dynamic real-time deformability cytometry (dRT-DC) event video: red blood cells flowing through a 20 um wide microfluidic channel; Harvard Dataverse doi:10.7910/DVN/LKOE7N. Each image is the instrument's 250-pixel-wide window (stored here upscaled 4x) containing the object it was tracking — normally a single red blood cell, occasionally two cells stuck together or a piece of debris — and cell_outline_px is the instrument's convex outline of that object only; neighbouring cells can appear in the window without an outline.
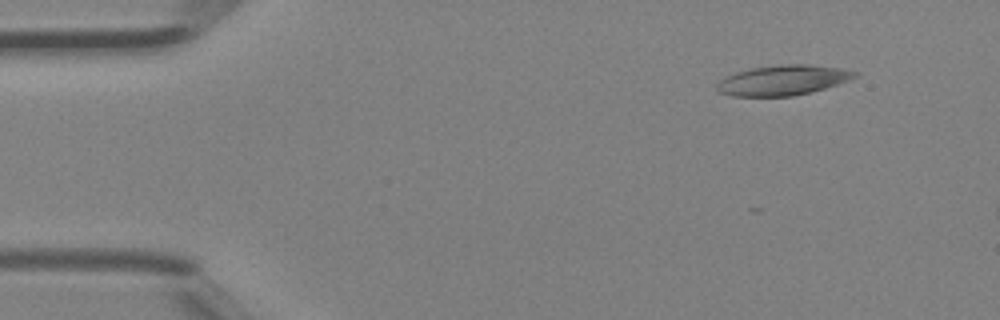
{"species": "Egyptian fruit bat (a non-hibernating species)", "species_latin": "Rousettus aegyptiacus", "temperature_condition": "room temperature", "stored_images_in_passage": 4, "camera_frame_rate_fps": 3000, "um_per_image_px": 0.085, "animal": {"sex": "female"}, "frame": {"image": 1, "passage_image": 2, "time_ms": 0.333, "image_size_px": [1000, 320], "cell_outline_px": [[860, 76], [812, 92], [792, 96], [732, 96], [716, 92], [716, 84], [720, 80], [736, 72], [752, 68], [780, 64], [808, 64], [844, 68], [860, 72]], "centroid_in_image_um": [66.57, 6.81], "position_along_channel_um": 18.4, "area_um2": 24.39}}